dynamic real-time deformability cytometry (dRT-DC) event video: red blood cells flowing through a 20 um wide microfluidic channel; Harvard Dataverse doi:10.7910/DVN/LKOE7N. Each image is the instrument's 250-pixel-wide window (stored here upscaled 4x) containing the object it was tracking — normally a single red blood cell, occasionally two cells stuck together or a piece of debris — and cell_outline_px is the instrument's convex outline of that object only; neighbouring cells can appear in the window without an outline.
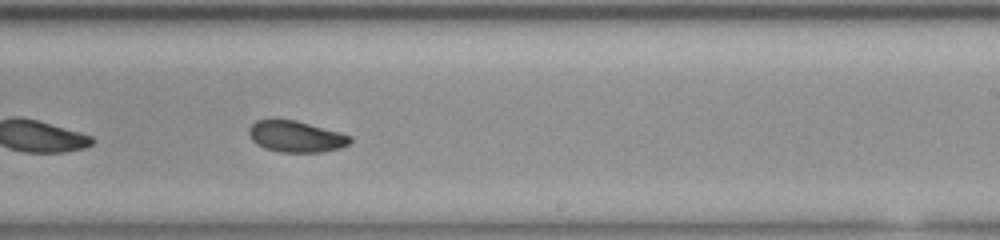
{"species": "common noctule bat (a hibernating species)", "species_latin": "Nyctalus noctula", "temperature_condition": "room temperature", "stored_images_in_passage": 26, "camera_frame_rate_fps": 3000, "um_per_image_px": 0.085, "animal": {"sex": "female", "body_mass_g": 23.0, "forearm_length_mm": 53.4}, "frame": {"image": 1, "passage_image": 19, "time_ms": 6.0, "image_size_px": [1000, 240], "cell_outline_px": [[352, 140], [348, 144], [340, 148], [320, 152], [280, 152], [264, 148], [256, 144], [252, 140], [248, 132], [248, 128], [256, 120], [272, 116], [296, 120], [340, 132], [352, 136]], "centroid_in_image_um": [25.1, 11.56], "position_along_channel_um": 263.9, "area_um2": 19.02}}